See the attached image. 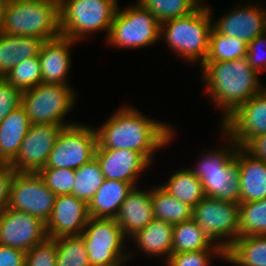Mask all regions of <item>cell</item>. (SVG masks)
I'll return each mask as SVG.
<instances>
[{"mask_svg":"<svg viewBox=\"0 0 266 266\" xmlns=\"http://www.w3.org/2000/svg\"><path fill=\"white\" fill-rule=\"evenodd\" d=\"M56 266H91L81 235L56 238Z\"/></svg>","mask_w":266,"mask_h":266,"instance_id":"836d02e7","label":"cell"},{"mask_svg":"<svg viewBox=\"0 0 266 266\" xmlns=\"http://www.w3.org/2000/svg\"><path fill=\"white\" fill-rule=\"evenodd\" d=\"M56 194L38 173L16 172L10 186L8 208L23 211L47 223Z\"/></svg>","mask_w":266,"mask_h":266,"instance_id":"7c38bea8","label":"cell"},{"mask_svg":"<svg viewBox=\"0 0 266 266\" xmlns=\"http://www.w3.org/2000/svg\"><path fill=\"white\" fill-rule=\"evenodd\" d=\"M72 85L40 83L22 92L21 106L31 124H56L64 127L75 124L64 120L77 103Z\"/></svg>","mask_w":266,"mask_h":266,"instance_id":"ba28073f","label":"cell"},{"mask_svg":"<svg viewBox=\"0 0 266 266\" xmlns=\"http://www.w3.org/2000/svg\"><path fill=\"white\" fill-rule=\"evenodd\" d=\"M219 124L223 138L229 137L238 147H244L251 139L266 133V88L237 107Z\"/></svg>","mask_w":266,"mask_h":266,"instance_id":"4fadbf2b","label":"cell"},{"mask_svg":"<svg viewBox=\"0 0 266 266\" xmlns=\"http://www.w3.org/2000/svg\"><path fill=\"white\" fill-rule=\"evenodd\" d=\"M224 139L225 146L202 151L196 166L189 169L201 180L206 197L240 203L239 167L235 161L238 145L227 136Z\"/></svg>","mask_w":266,"mask_h":266,"instance_id":"277c9868","label":"cell"},{"mask_svg":"<svg viewBox=\"0 0 266 266\" xmlns=\"http://www.w3.org/2000/svg\"><path fill=\"white\" fill-rule=\"evenodd\" d=\"M64 128L56 124H31L16 158L9 164L16 172L38 173Z\"/></svg>","mask_w":266,"mask_h":266,"instance_id":"5bb4252c","label":"cell"},{"mask_svg":"<svg viewBox=\"0 0 266 266\" xmlns=\"http://www.w3.org/2000/svg\"><path fill=\"white\" fill-rule=\"evenodd\" d=\"M38 174L56 196L72 194L75 183V169L42 168Z\"/></svg>","mask_w":266,"mask_h":266,"instance_id":"8d00e7d4","label":"cell"},{"mask_svg":"<svg viewBox=\"0 0 266 266\" xmlns=\"http://www.w3.org/2000/svg\"><path fill=\"white\" fill-rule=\"evenodd\" d=\"M118 0H59L61 36L82 42L95 32L107 39Z\"/></svg>","mask_w":266,"mask_h":266,"instance_id":"8992f818","label":"cell"},{"mask_svg":"<svg viewBox=\"0 0 266 266\" xmlns=\"http://www.w3.org/2000/svg\"><path fill=\"white\" fill-rule=\"evenodd\" d=\"M8 0H0V25L2 23L4 11H5V6Z\"/></svg>","mask_w":266,"mask_h":266,"instance_id":"ee69618b","label":"cell"},{"mask_svg":"<svg viewBox=\"0 0 266 266\" xmlns=\"http://www.w3.org/2000/svg\"><path fill=\"white\" fill-rule=\"evenodd\" d=\"M56 238H47L35 245L25 255V266H56Z\"/></svg>","mask_w":266,"mask_h":266,"instance_id":"74e56055","label":"cell"},{"mask_svg":"<svg viewBox=\"0 0 266 266\" xmlns=\"http://www.w3.org/2000/svg\"><path fill=\"white\" fill-rule=\"evenodd\" d=\"M154 219L172 225L192 219V207L166 192L161 186L151 188Z\"/></svg>","mask_w":266,"mask_h":266,"instance_id":"83f0119b","label":"cell"},{"mask_svg":"<svg viewBox=\"0 0 266 266\" xmlns=\"http://www.w3.org/2000/svg\"><path fill=\"white\" fill-rule=\"evenodd\" d=\"M139 188L136 186L132 189L121 204L115 218L127 239L145 228L154 219L151 187L147 190Z\"/></svg>","mask_w":266,"mask_h":266,"instance_id":"ffe728a7","label":"cell"},{"mask_svg":"<svg viewBox=\"0 0 266 266\" xmlns=\"http://www.w3.org/2000/svg\"><path fill=\"white\" fill-rule=\"evenodd\" d=\"M173 226L163 220L153 219L128 241H134L135 248L147 257H164V262L172 254Z\"/></svg>","mask_w":266,"mask_h":266,"instance_id":"7402d4cb","label":"cell"},{"mask_svg":"<svg viewBox=\"0 0 266 266\" xmlns=\"http://www.w3.org/2000/svg\"><path fill=\"white\" fill-rule=\"evenodd\" d=\"M192 219L224 251L239 237V203L205 196L192 208Z\"/></svg>","mask_w":266,"mask_h":266,"instance_id":"30bf717a","label":"cell"},{"mask_svg":"<svg viewBox=\"0 0 266 266\" xmlns=\"http://www.w3.org/2000/svg\"><path fill=\"white\" fill-rule=\"evenodd\" d=\"M225 261L235 266H266V235L238 237L225 250Z\"/></svg>","mask_w":266,"mask_h":266,"instance_id":"484cf974","label":"cell"},{"mask_svg":"<svg viewBox=\"0 0 266 266\" xmlns=\"http://www.w3.org/2000/svg\"><path fill=\"white\" fill-rule=\"evenodd\" d=\"M161 23L138 1L118 9L106 43L117 48H145L160 40Z\"/></svg>","mask_w":266,"mask_h":266,"instance_id":"52a82bcc","label":"cell"},{"mask_svg":"<svg viewBox=\"0 0 266 266\" xmlns=\"http://www.w3.org/2000/svg\"><path fill=\"white\" fill-rule=\"evenodd\" d=\"M45 40L34 36L8 35L0 31V77L21 61L40 54Z\"/></svg>","mask_w":266,"mask_h":266,"instance_id":"d4e9b609","label":"cell"},{"mask_svg":"<svg viewBox=\"0 0 266 266\" xmlns=\"http://www.w3.org/2000/svg\"><path fill=\"white\" fill-rule=\"evenodd\" d=\"M201 82L205 83L207 96L222 112L220 123L237 107L266 87L261 85L260 74L246 57L232 61L204 62Z\"/></svg>","mask_w":266,"mask_h":266,"instance_id":"7a4b0ae2","label":"cell"},{"mask_svg":"<svg viewBox=\"0 0 266 266\" xmlns=\"http://www.w3.org/2000/svg\"><path fill=\"white\" fill-rule=\"evenodd\" d=\"M80 235L91 266H123L133 257L125 248L128 239L115 219L90 217Z\"/></svg>","mask_w":266,"mask_h":266,"instance_id":"9c48e42d","label":"cell"},{"mask_svg":"<svg viewBox=\"0 0 266 266\" xmlns=\"http://www.w3.org/2000/svg\"><path fill=\"white\" fill-rule=\"evenodd\" d=\"M243 148L253 157L266 161V133L251 139Z\"/></svg>","mask_w":266,"mask_h":266,"instance_id":"7bdbcfd3","label":"cell"},{"mask_svg":"<svg viewBox=\"0 0 266 266\" xmlns=\"http://www.w3.org/2000/svg\"><path fill=\"white\" fill-rule=\"evenodd\" d=\"M26 252L0 245V266H25Z\"/></svg>","mask_w":266,"mask_h":266,"instance_id":"b9f144b4","label":"cell"},{"mask_svg":"<svg viewBox=\"0 0 266 266\" xmlns=\"http://www.w3.org/2000/svg\"><path fill=\"white\" fill-rule=\"evenodd\" d=\"M78 42L60 36L45 41L41 47L39 60L42 83L70 85L68 82L71 69L72 46Z\"/></svg>","mask_w":266,"mask_h":266,"instance_id":"d6986e66","label":"cell"},{"mask_svg":"<svg viewBox=\"0 0 266 266\" xmlns=\"http://www.w3.org/2000/svg\"><path fill=\"white\" fill-rule=\"evenodd\" d=\"M247 48L248 43L244 39L223 35L212 28L205 62L232 61L243 58L246 57Z\"/></svg>","mask_w":266,"mask_h":266,"instance_id":"f546056e","label":"cell"},{"mask_svg":"<svg viewBox=\"0 0 266 266\" xmlns=\"http://www.w3.org/2000/svg\"><path fill=\"white\" fill-rule=\"evenodd\" d=\"M225 261V251L217 244H213L209 249L198 251L172 253L167 261V266H210L216 257Z\"/></svg>","mask_w":266,"mask_h":266,"instance_id":"d590c367","label":"cell"},{"mask_svg":"<svg viewBox=\"0 0 266 266\" xmlns=\"http://www.w3.org/2000/svg\"><path fill=\"white\" fill-rule=\"evenodd\" d=\"M16 171L6 163H0V214L8 207L10 186Z\"/></svg>","mask_w":266,"mask_h":266,"instance_id":"60d3db41","label":"cell"},{"mask_svg":"<svg viewBox=\"0 0 266 266\" xmlns=\"http://www.w3.org/2000/svg\"><path fill=\"white\" fill-rule=\"evenodd\" d=\"M104 179L100 164L94 157L90 162L75 170L72 194L89 203L101 187Z\"/></svg>","mask_w":266,"mask_h":266,"instance_id":"4dcf8cb0","label":"cell"},{"mask_svg":"<svg viewBox=\"0 0 266 266\" xmlns=\"http://www.w3.org/2000/svg\"><path fill=\"white\" fill-rule=\"evenodd\" d=\"M47 238L41 219L8 207L0 214V245L27 252Z\"/></svg>","mask_w":266,"mask_h":266,"instance_id":"9a60e30c","label":"cell"},{"mask_svg":"<svg viewBox=\"0 0 266 266\" xmlns=\"http://www.w3.org/2000/svg\"><path fill=\"white\" fill-rule=\"evenodd\" d=\"M4 78L21 92L42 83L39 56L21 61Z\"/></svg>","mask_w":266,"mask_h":266,"instance_id":"e575fe53","label":"cell"},{"mask_svg":"<svg viewBox=\"0 0 266 266\" xmlns=\"http://www.w3.org/2000/svg\"><path fill=\"white\" fill-rule=\"evenodd\" d=\"M266 235V198L239 203V237Z\"/></svg>","mask_w":266,"mask_h":266,"instance_id":"1f68e13d","label":"cell"},{"mask_svg":"<svg viewBox=\"0 0 266 266\" xmlns=\"http://www.w3.org/2000/svg\"><path fill=\"white\" fill-rule=\"evenodd\" d=\"M239 167L240 203L259 201L266 198V161L259 160L243 147L235 151Z\"/></svg>","mask_w":266,"mask_h":266,"instance_id":"44dd1931","label":"cell"},{"mask_svg":"<svg viewBox=\"0 0 266 266\" xmlns=\"http://www.w3.org/2000/svg\"><path fill=\"white\" fill-rule=\"evenodd\" d=\"M0 31L45 41L60 37L59 0H8Z\"/></svg>","mask_w":266,"mask_h":266,"instance_id":"5b68a950","label":"cell"},{"mask_svg":"<svg viewBox=\"0 0 266 266\" xmlns=\"http://www.w3.org/2000/svg\"><path fill=\"white\" fill-rule=\"evenodd\" d=\"M142 113L132 105L118 108L99 128H95L96 149H130L141 153L152 164L155 152L171 143L175 132L171 124Z\"/></svg>","mask_w":266,"mask_h":266,"instance_id":"6da1fadb","label":"cell"},{"mask_svg":"<svg viewBox=\"0 0 266 266\" xmlns=\"http://www.w3.org/2000/svg\"><path fill=\"white\" fill-rule=\"evenodd\" d=\"M31 122L20 105L0 122V163L10 164L17 156Z\"/></svg>","mask_w":266,"mask_h":266,"instance_id":"cb8c5ba5","label":"cell"},{"mask_svg":"<svg viewBox=\"0 0 266 266\" xmlns=\"http://www.w3.org/2000/svg\"><path fill=\"white\" fill-rule=\"evenodd\" d=\"M264 53L266 54V32L249 42L247 48L246 58L251 67L259 74L266 71V55Z\"/></svg>","mask_w":266,"mask_h":266,"instance_id":"ab89813d","label":"cell"},{"mask_svg":"<svg viewBox=\"0 0 266 266\" xmlns=\"http://www.w3.org/2000/svg\"><path fill=\"white\" fill-rule=\"evenodd\" d=\"M134 187L136 185L133 183L104 179L101 187L88 203L90 217L115 219L121 204Z\"/></svg>","mask_w":266,"mask_h":266,"instance_id":"603a6c76","label":"cell"},{"mask_svg":"<svg viewBox=\"0 0 266 266\" xmlns=\"http://www.w3.org/2000/svg\"><path fill=\"white\" fill-rule=\"evenodd\" d=\"M204 3L191 14L161 23L160 40L191 65L201 66L209 51L213 12Z\"/></svg>","mask_w":266,"mask_h":266,"instance_id":"3957f363","label":"cell"},{"mask_svg":"<svg viewBox=\"0 0 266 266\" xmlns=\"http://www.w3.org/2000/svg\"><path fill=\"white\" fill-rule=\"evenodd\" d=\"M95 158L105 179L136 186L142 173L152 165L141 153L130 149H96Z\"/></svg>","mask_w":266,"mask_h":266,"instance_id":"ac0fdd59","label":"cell"},{"mask_svg":"<svg viewBox=\"0 0 266 266\" xmlns=\"http://www.w3.org/2000/svg\"><path fill=\"white\" fill-rule=\"evenodd\" d=\"M160 186L192 208L205 197L201 180L189 168L178 169Z\"/></svg>","mask_w":266,"mask_h":266,"instance_id":"4316f807","label":"cell"},{"mask_svg":"<svg viewBox=\"0 0 266 266\" xmlns=\"http://www.w3.org/2000/svg\"><path fill=\"white\" fill-rule=\"evenodd\" d=\"M148 9L155 18L165 21L182 17L194 12L204 0H136Z\"/></svg>","mask_w":266,"mask_h":266,"instance_id":"d6a6232c","label":"cell"},{"mask_svg":"<svg viewBox=\"0 0 266 266\" xmlns=\"http://www.w3.org/2000/svg\"><path fill=\"white\" fill-rule=\"evenodd\" d=\"M95 127L82 123L64 127L52 148L44 168L78 169L95 157Z\"/></svg>","mask_w":266,"mask_h":266,"instance_id":"8fae6325","label":"cell"},{"mask_svg":"<svg viewBox=\"0 0 266 266\" xmlns=\"http://www.w3.org/2000/svg\"><path fill=\"white\" fill-rule=\"evenodd\" d=\"M90 219L88 203L73 194L56 196L46 223L49 238L80 235Z\"/></svg>","mask_w":266,"mask_h":266,"instance_id":"e0dca14e","label":"cell"},{"mask_svg":"<svg viewBox=\"0 0 266 266\" xmlns=\"http://www.w3.org/2000/svg\"><path fill=\"white\" fill-rule=\"evenodd\" d=\"M22 92L0 77V122L21 105Z\"/></svg>","mask_w":266,"mask_h":266,"instance_id":"f35d334b","label":"cell"},{"mask_svg":"<svg viewBox=\"0 0 266 266\" xmlns=\"http://www.w3.org/2000/svg\"><path fill=\"white\" fill-rule=\"evenodd\" d=\"M262 5L249 2L243 6L239 3L217 19L212 16L213 28L218 33L249 43L266 32V8Z\"/></svg>","mask_w":266,"mask_h":266,"instance_id":"2e32d148","label":"cell"},{"mask_svg":"<svg viewBox=\"0 0 266 266\" xmlns=\"http://www.w3.org/2000/svg\"><path fill=\"white\" fill-rule=\"evenodd\" d=\"M213 244L193 219L173 226L172 253L209 249Z\"/></svg>","mask_w":266,"mask_h":266,"instance_id":"f1b7e54d","label":"cell"}]
</instances>
